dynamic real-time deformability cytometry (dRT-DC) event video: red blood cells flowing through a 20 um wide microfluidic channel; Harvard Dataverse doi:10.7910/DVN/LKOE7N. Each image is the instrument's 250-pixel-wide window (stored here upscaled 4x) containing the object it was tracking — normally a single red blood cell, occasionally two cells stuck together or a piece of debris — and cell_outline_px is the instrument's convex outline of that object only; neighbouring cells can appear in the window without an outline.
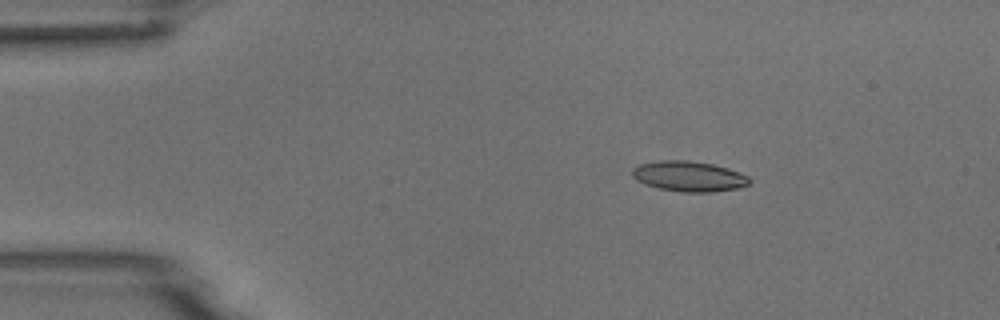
{"species": "common noctule bat (a hibernating species)", "species_latin": "Nyctalus noctula", "temperature_condition": "room temperature", "stored_images_in_passage": 4, "camera_frame_rate_fps": 3000, "um_per_image_px": 0.085, "animal": {"sex": "male", "body_mass_g": 18.8}, "frame": {"image": 1, "passage_image": 2, "time_ms": 1.0, "image_size_px": [1000, 320], "cell_outline_px": [[752, 180], [748, 184], [736, 188], [712, 192], [680, 192], [660, 188], [644, 184], [636, 180], [632, 176], [632, 168], [640, 164], [660, 160], [688, 160], [712, 164], [728, 168], [740, 172], [748, 176]], "centroid_in_image_um": [58.55, 14.98], "position_along_channel_um": 26.5, "area_um2": 20.75}}